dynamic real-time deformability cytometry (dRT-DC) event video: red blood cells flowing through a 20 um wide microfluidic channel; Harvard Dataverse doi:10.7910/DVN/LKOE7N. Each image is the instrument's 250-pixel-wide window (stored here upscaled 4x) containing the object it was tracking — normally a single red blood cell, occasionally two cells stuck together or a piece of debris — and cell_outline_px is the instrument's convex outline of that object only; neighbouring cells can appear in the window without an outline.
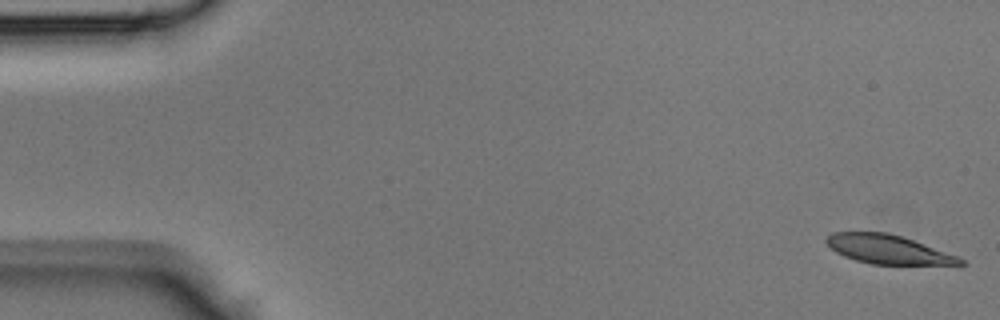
{"species": "Egyptian fruit bat (a non-hibernating species)", "species_latin": "Rousettus aegyptiacus", "temperature_condition": "room temperature", "stored_images_in_passage": 44, "camera_frame_rate_fps": 3000, "um_per_image_px": 0.085, "animal": {"sex": "male"}, "frame": {"image": 1, "passage_image": 1, "time_ms": 0.0, "image_size_px": [1000, 320], "cell_outline_px": [[968, 264], [872, 264], [856, 260], [844, 256], [836, 252], [824, 240], [832, 232], [888, 232], [960, 256]], "centroid_in_image_um": [75.49, 21.19], "position_along_channel_um": 9.5, "area_um2": 22.31}}
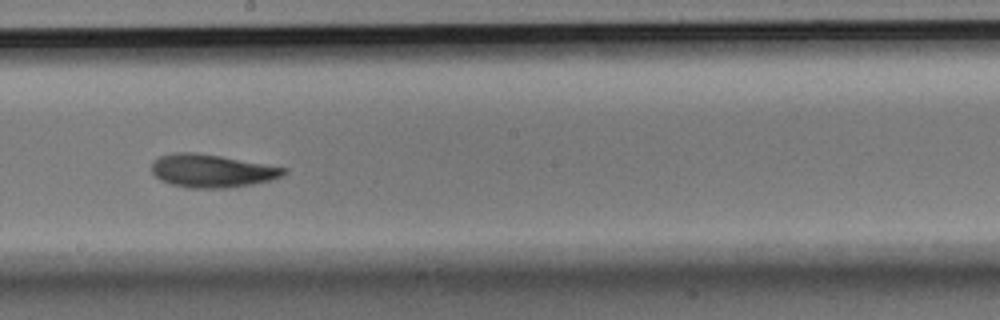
{"frame": {"image": 2, "passage_image": 24, "time_ms": 7.667, "image_size_px": [1000, 320], "cell_outline_px": [[288, 172], [272, 180], [252, 184], [228, 188], [188, 188], [172, 184], [160, 180], [152, 172], [152, 160], [160, 156], [172, 152], [196, 152], [220, 156], [288, 168]], "centroid_in_image_um": [17.99, 14.52], "position_along_channel_um": 230.2, "area_um2": 25.55}}
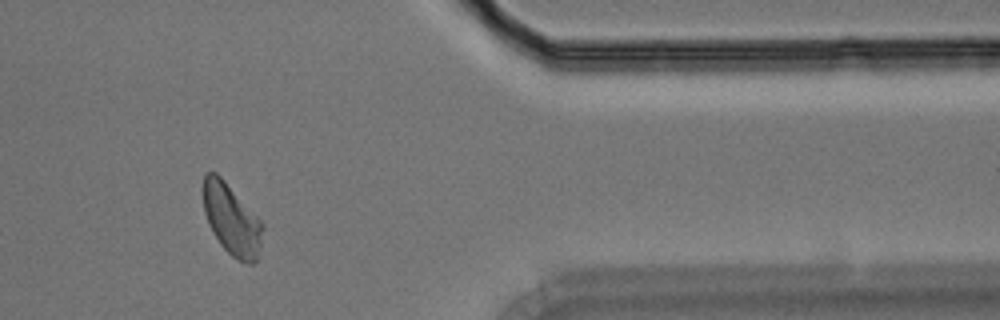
{"frame": {"image": 3, "passage_image": 36, "time_ms": 11.667, "image_size_px": [1000, 320], "cell_outline_px": [[264, 228], [256, 260], [252, 264], [248, 264], [236, 260], [220, 244], [212, 232], [208, 224], [204, 212], [204, 172], [216, 172], [224, 180], [264, 224]], "centroid_in_image_um": [19.68, 18.68], "position_along_channel_um": 391.7, "area_um2": 24.33}}